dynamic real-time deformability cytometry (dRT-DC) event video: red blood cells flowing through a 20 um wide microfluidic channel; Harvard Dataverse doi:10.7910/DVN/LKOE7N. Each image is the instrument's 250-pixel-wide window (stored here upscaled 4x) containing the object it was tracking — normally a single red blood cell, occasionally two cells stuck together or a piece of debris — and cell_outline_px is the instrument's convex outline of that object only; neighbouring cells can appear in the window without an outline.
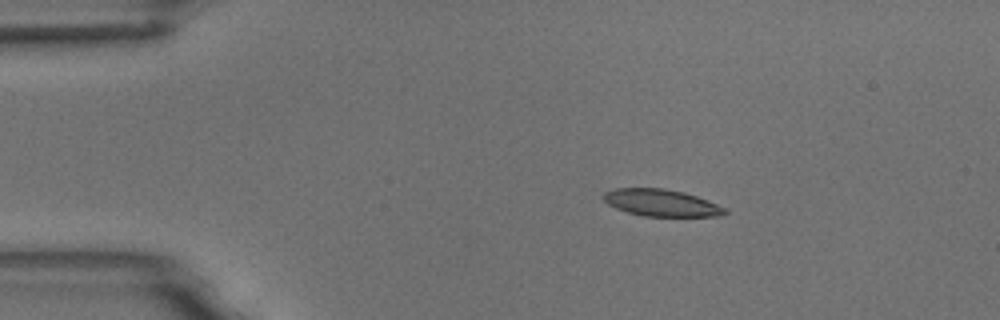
{"species": "common noctule bat (a hibernating species)", "species_latin": "Nyctalus noctula", "temperature_condition": "room temperature", "stored_images_in_passage": 4, "camera_frame_rate_fps": 3000, "um_per_image_px": 0.085, "animal": {"sex": "male", "body_mass_g": 18.8}, "frame": {"image": 1, "passage_image": 2, "time_ms": 2.333, "image_size_px": [1000, 320], "cell_outline_px": [[728, 212], [724, 216], [644, 216], [628, 212], [616, 208], [608, 204], [604, 200], [604, 192], [612, 188], [664, 188], [684, 192], [696, 196], [728, 208]], "centroid_in_image_um": [56.24, 17.24], "position_along_channel_um": 28.8, "area_um2": 19.13}}